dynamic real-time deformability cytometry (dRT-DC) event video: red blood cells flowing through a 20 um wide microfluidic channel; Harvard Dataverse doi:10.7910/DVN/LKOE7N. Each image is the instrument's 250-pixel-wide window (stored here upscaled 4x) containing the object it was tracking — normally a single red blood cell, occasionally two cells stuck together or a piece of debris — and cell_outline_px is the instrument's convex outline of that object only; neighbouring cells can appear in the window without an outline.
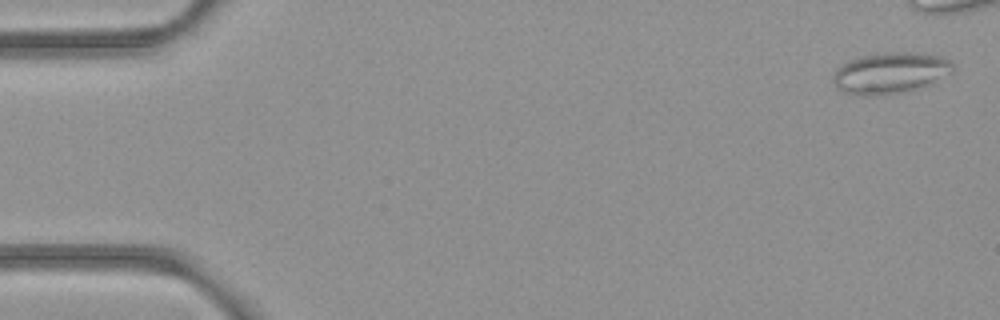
{"species": "common noctule bat (a hibernating species)", "species_latin": "Nyctalus noctula", "temperature_condition": "room temperature", "stored_images_in_passage": 5, "camera_frame_rate_fps": 3000, "um_per_image_px": 0.085, "animal": {"sex": "female", "body_mass_g": 21.9}, "frame": {"image": 1, "passage_image": 1, "time_ms": 0.0, "image_size_px": [1000, 320], "cell_outline_px": [[952, 72], [916, 88], [900, 92], [872, 96], [860, 96], [840, 92], [836, 88], [832, 80], [832, 76], [836, 68], [848, 60], [864, 56], [884, 52], [916, 52], [944, 56], [952, 64]], "centroid_in_image_um": [75.58, 6.19], "position_along_channel_um": 9.4, "area_um2": 28.61}}